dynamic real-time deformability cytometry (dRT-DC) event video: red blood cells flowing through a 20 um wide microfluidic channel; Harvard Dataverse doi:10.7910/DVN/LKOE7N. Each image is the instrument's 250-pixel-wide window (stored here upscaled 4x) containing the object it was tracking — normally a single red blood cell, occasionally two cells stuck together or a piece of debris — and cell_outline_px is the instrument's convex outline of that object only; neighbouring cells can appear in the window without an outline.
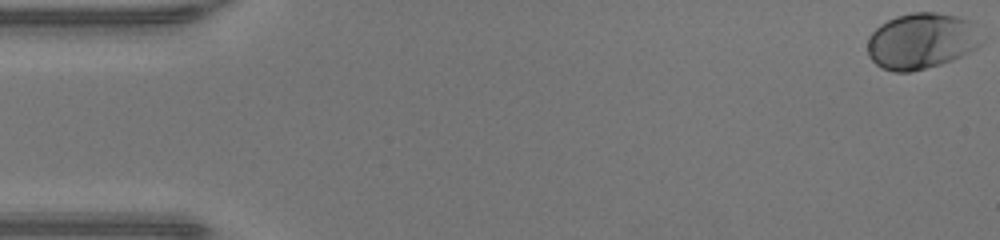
{"species": "human", "species_latin": "Homo sapiens", "temperature_condition": "warm", "stored_images_in_passage": 49, "camera_frame_rate_fps": 3000, "um_per_image_px": 0.085, "donor": {"sex": "male"}, "frame": {"image": 1, "passage_image": 1, "time_ms": 0.0, "image_size_px": [1000, 240], "cell_outline_px": [[984, 40], [976, 48], [952, 60], [940, 64], [912, 72], [896, 72], [884, 68], [876, 64], [868, 56], [868, 36], [880, 24], [896, 16], [912, 12], [936, 12], [956, 16], [968, 20]], "centroid_in_image_um": [78.3, 3.48], "position_along_channel_um": 6.7, "area_um2": 37.05}}
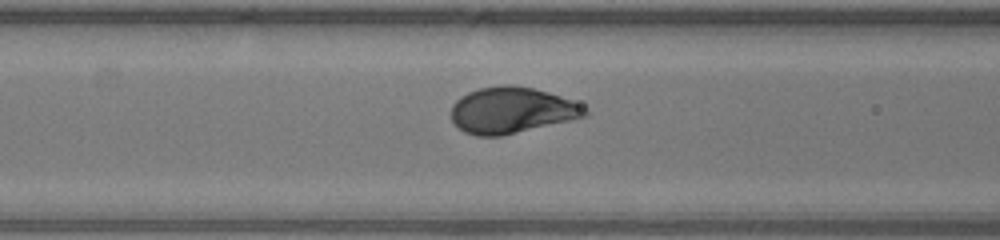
{"frame": {"image": 2, "passage_image": 20, "time_ms": 6.333, "image_size_px": [1000, 240], "cell_outline_px": [[588, 116], [500, 136], [476, 136], [464, 132], [452, 120], [452, 104], [460, 96], [468, 92], [480, 88], [500, 84], [508, 84], [532, 88], [548, 92], [572, 100], [580, 104], [588, 112]], "centroid_in_image_um": [43.48, 9.36], "position_along_channel_um": 123.1, "area_um2": 35.84}}
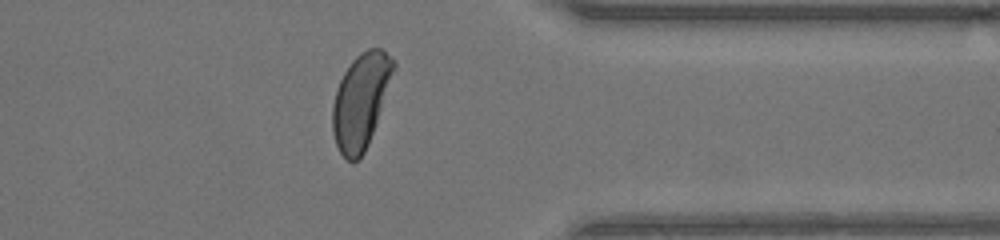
{"frame": {"image": 3, "passage_image": 39, "time_ms": 12.667, "image_size_px": [1000, 240], "cell_outline_px": [[396, 68], [376, 124], [368, 144], [364, 152], [352, 164], [340, 152], [336, 144], [332, 132], [332, 104], [340, 80], [344, 72], [352, 60], [360, 52], [368, 48], [380, 48], [396, 64]], "centroid_in_image_um": [30.66, 8.58], "position_along_channel_um": 380.7, "area_um2": 33.47}, "authors_computed_cell_mechanics": {"area_um2": 36.1828, "velocity_mm_per_s": 4.2465, "shape_relaxation_time_tau1_ms": 1.3316, "shape_relaxation_time_tau2_ms": null, "deformation_change_tau1": 0.1233, "deformation_change_tau2": null}}